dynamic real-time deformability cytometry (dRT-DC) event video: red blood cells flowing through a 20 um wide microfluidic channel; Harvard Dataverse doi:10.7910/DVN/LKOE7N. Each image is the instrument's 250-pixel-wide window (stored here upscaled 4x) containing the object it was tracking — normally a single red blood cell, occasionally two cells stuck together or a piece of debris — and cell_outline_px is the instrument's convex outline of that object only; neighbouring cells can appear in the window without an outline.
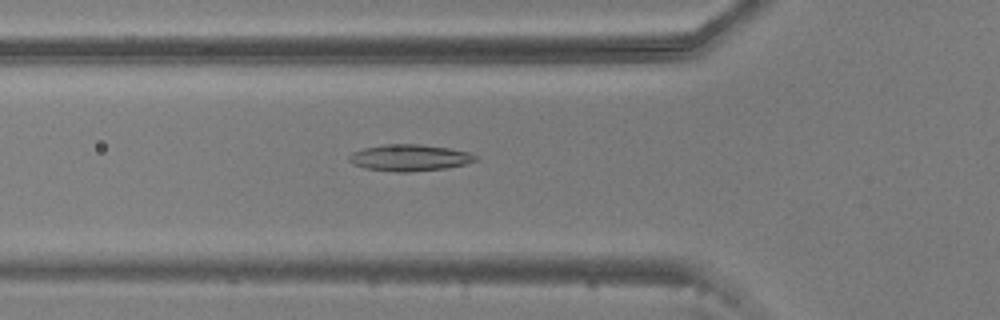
{"species": "common noctule bat (a hibernating species)", "species_latin": "Nyctalus noctula", "temperature_condition": "warm", "stored_images_in_passage": 54, "camera_frame_rate_fps": 3000, "um_per_image_px": 0.085, "animal": {"sex": "male", "body_mass_g": 20.5, "forearm_length_mm": 52.5}, "frame": {"image": 1, "passage_image": 18, "time_ms": 5.667, "image_size_px": [1000, 320], "cell_outline_px": [[480, 160], [464, 164], [444, 168], [408, 172], [396, 172], [364, 168], [352, 164], [348, 160], [348, 156], [352, 152], [364, 148], [384, 144], [420, 144], [448, 148], [468, 152], [480, 156]], "centroid_in_image_um": [34.81, 13.4], "position_along_channel_um": 91.0, "area_um2": 19.65}}
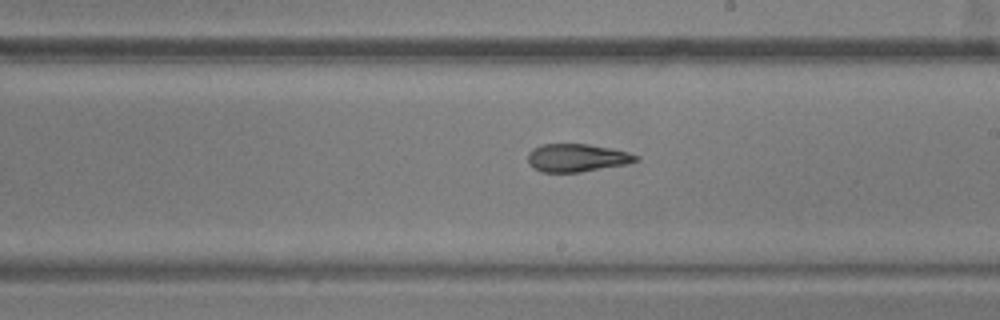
{"frame": {"image": 2, "passage_image": 30, "time_ms": 9.667, "image_size_px": [1000, 320], "cell_outline_px": [[640, 160], [624, 164], [580, 172], [540, 172], [532, 168], [528, 164], [528, 152], [532, 148], [540, 144], [588, 144], [612, 148], [628, 152], [640, 156]], "centroid_in_image_um": [49.0, 13.41], "position_along_channel_um": 240.0, "area_um2": 17.74}}
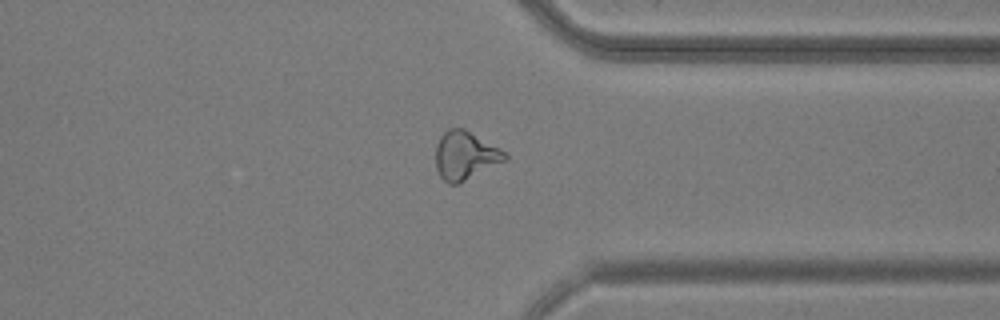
{"frame": {"image": 3, "passage_image": 41, "time_ms": 13.333, "image_size_px": [1000, 320], "cell_outline_px": [[508, 160], [456, 184], [448, 184], [440, 176], [436, 168], [436, 144], [440, 136], [448, 128], [464, 128], [500, 148], [508, 156]], "centroid_in_image_um": [39.54, 13.2], "position_along_channel_um": 371.9, "area_um2": 19.48}, "authors_computed_cell_mechanics": {"area_um2": 19.5653, "velocity_mm_per_s": 3.703, "shape_relaxation_time_tau1_ms": null, "shape_relaxation_time_tau2_ms": 3.2459, "deformation_change_tau1": null, "deformation_change_tau2": 0.1177}}